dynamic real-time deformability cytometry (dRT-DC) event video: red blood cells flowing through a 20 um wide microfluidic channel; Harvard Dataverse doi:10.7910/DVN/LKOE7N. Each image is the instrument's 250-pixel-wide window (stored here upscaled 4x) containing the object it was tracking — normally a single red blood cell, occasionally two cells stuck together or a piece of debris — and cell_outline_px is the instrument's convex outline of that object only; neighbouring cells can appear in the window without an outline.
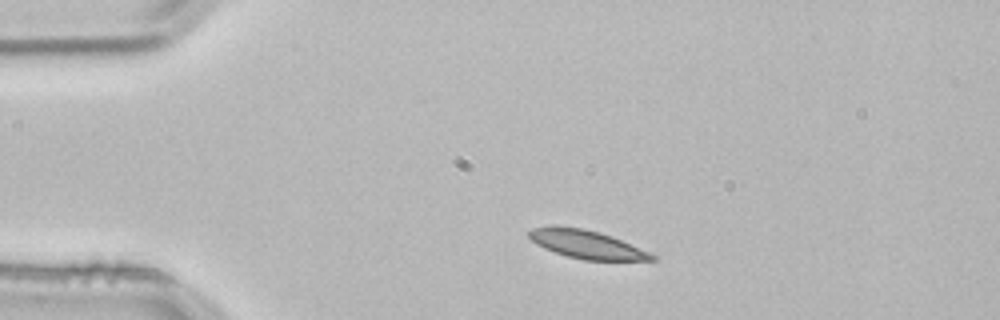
{"species": "common noctule bat (a hibernating species)", "species_latin": "Nyctalus noctula", "temperature_condition": "room temperature", "stored_images_in_passage": 2, "camera_frame_rate_fps": 3000, "um_per_image_px": 0.085, "animal": {"sex": "male", "body_mass_g": 21.5, "forearm_length_mm": 52.0}, "frame": {"image": 1, "passage_image": 1, "time_ms": 0.0, "image_size_px": [1000, 320], "cell_outline_px": [[656, 260], [584, 260], [568, 256], [544, 248], [536, 244], [528, 236], [528, 232], [532, 228], [552, 224], [580, 228], [612, 236], [648, 252], [656, 256]], "centroid_in_image_um": [49.8, 20.75], "position_along_channel_um": 35.2, "area_um2": 20.06}}